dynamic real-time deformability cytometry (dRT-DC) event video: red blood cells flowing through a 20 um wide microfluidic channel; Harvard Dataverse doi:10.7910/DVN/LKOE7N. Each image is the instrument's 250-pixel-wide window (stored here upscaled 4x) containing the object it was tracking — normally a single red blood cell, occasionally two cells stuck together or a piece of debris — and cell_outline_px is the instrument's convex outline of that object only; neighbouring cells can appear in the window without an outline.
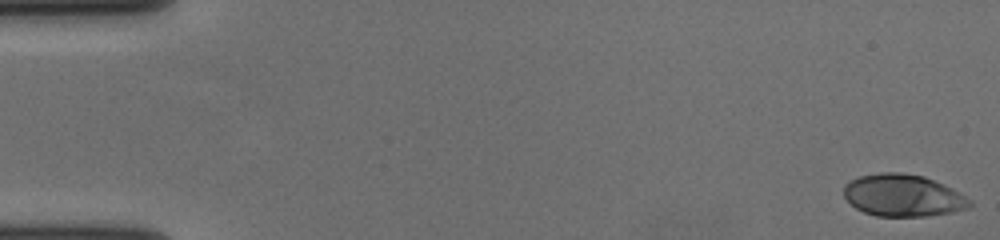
{"species": "human", "species_latin": "Homo sapiens", "temperature_condition": "cold", "stored_images_in_passage": 57, "camera_frame_rate_fps": 3000, "um_per_image_px": 0.085, "donor": {"sex": "female"}, "frame": {"image": 1, "passage_image": 1, "time_ms": 0.0, "image_size_px": [1000, 240], "cell_outline_px": [[972, 204], [968, 208], [952, 212], [924, 216], [876, 216], [864, 212], [856, 208], [844, 196], [844, 184], [860, 176], [880, 172], [900, 172], [924, 176], [944, 184], [972, 200]], "centroid_in_image_um": [76.76, 16.61], "position_along_channel_um": 8.2, "area_um2": 30.81}}
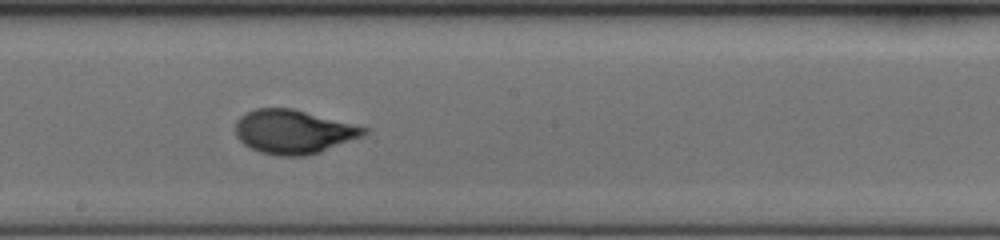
{"frame": {"image": 2, "passage_image": 32, "time_ms": 10.333, "image_size_px": [1000, 240], "cell_outline_px": [[368, 132], [364, 136], [320, 152], [304, 156], [276, 156], [260, 152], [244, 144], [236, 136], [236, 120], [240, 116], [256, 108], [292, 108], [356, 124], [368, 128]], "centroid_in_image_um": [24.97, 11.2], "position_along_channel_um": 223.2, "area_um2": 33.0}}
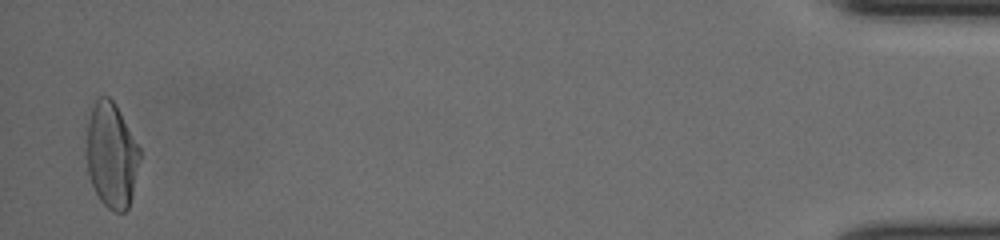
{"frame": {"image": 3, "passage_image": 56, "time_ms": 18.333, "image_size_px": [1000, 240], "cell_outline_px": [[140, 160], [132, 196], [128, 208], [124, 212], [112, 212], [100, 200], [92, 184], [88, 172], [88, 120], [92, 104], [100, 96], [108, 96], [116, 104], [140, 148]], "centroid_in_image_um": [9.5, 13.19], "position_along_channel_um": 425.7, "area_um2": 32.48}, "authors_computed_cell_mechanics": {"area_um2": 31.79, "velocity_mm_per_s": 3.6381, "shape_relaxation_time_tau1_ms": 4.5951, "shape_relaxation_time_tau2_ms": null, "deformation_change_tau1": 0.22, "deformation_change_tau2": null}}